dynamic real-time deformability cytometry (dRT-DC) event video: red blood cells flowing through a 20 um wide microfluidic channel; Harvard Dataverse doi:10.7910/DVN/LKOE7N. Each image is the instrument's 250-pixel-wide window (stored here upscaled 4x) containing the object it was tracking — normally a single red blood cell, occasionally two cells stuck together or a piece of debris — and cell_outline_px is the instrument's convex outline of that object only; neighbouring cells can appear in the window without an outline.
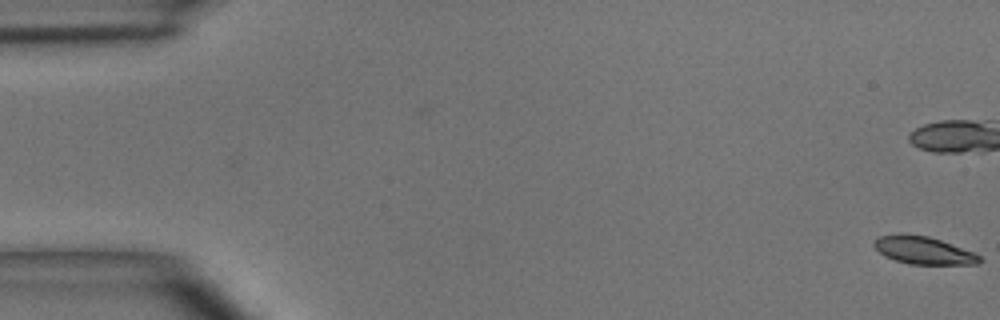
{"species": "common noctule bat (a hibernating species)", "species_latin": "Nyctalus noctula", "temperature_condition": "room temperature", "stored_images_in_passage": 40, "camera_frame_rate_fps": 3000, "um_per_image_px": 0.085, "animal": {"sex": "male", "body_mass_g": 15.6}, "frame": {"image": 1, "passage_image": 1, "time_ms": 0.0, "image_size_px": [1000, 320], "cell_outline_px": [[984, 260], [980, 264], [908, 264], [884, 256], [872, 244], [872, 240], [876, 236], [900, 232], [904, 232], [928, 236], [976, 252]], "centroid_in_image_um": [78.47, 21.25], "position_along_channel_um": 6.5, "area_um2": 17.51}, "authors_computed_cell_mechanics": {"area_um2": 18.0914, "velocity_mm_per_s": 4.039, "shape_relaxation_time_tau1_ms": 2.8145, "shape_relaxation_time_tau2_ms": null, "deformation_change_tau1": 0.1143, "deformation_change_tau2": null}}